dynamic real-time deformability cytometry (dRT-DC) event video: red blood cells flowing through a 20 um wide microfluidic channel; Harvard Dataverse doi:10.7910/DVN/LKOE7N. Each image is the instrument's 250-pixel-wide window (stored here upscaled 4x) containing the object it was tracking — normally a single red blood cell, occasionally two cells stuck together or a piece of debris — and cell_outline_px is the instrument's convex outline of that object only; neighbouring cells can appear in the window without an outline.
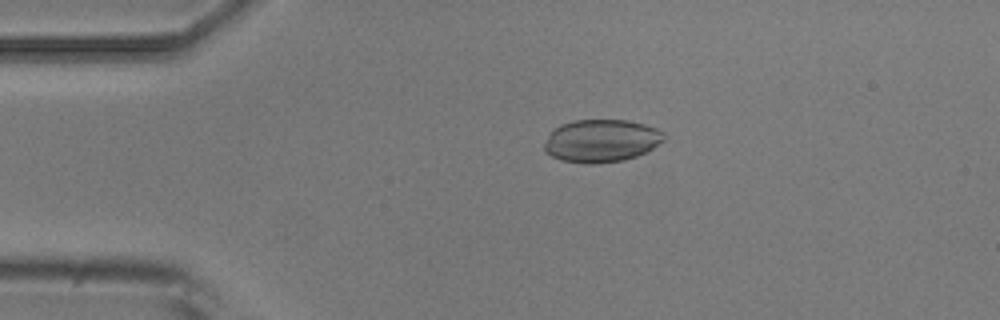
{"species": "common noctule bat (a hibernating species)", "species_latin": "Nyctalus noctula", "temperature_condition": "room temperature", "stored_images_in_passage": 6, "camera_frame_rate_fps": 3000, "um_per_image_px": 0.085, "animal": {"sex": "male", "body_mass_g": 20.5, "forearm_length_mm": 52.5}, "frame": {"image": 1, "passage_image": 3, "time_ms": 2.333, "image_size_px": [1000, 320], "cell_outline_px": [[664, 140], [652, 148], [636, 156], [624, 160], [592, 164], [560, 160], [544, 152], [544, 144], [548, 136], [560, 124], [576, 120], [628, 120], [644, 124], [656, 128], [664, 132]], "centroid_in_image_um": [51.1, 11.96], "position_along_channel_um": 33.9, "area_um2": 29.65}}
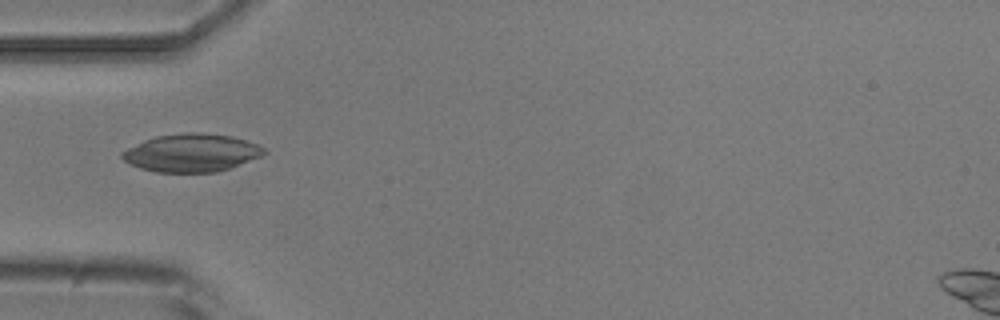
{"frame": {"image": 2, "passage_image": 5, "time_ms": 4.333, "image_size_px": [1000, 320], "cell_outline_px": [[268, 152], [260, 156], [228, 168], [216, 172], [156, 172], [140, 168], [124, 160], [120, 156], [120, 152], [144, 140], [156, 136], [184, 132], [200, 132], [232, 136], [260, 144]], "centroid_in_image_um": [16.28, 12.97], "position_along_channel_um": 68.7, "area_um2": 31.33}}
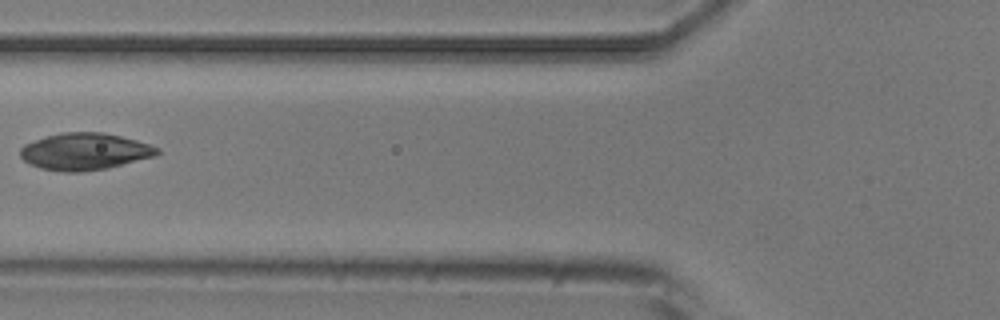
{"frame": {"image": 3, "passage_image": 6, "time_ms": 5.667, "image_size_px": [1000, 320], "cell_outline_px": [[160, 152], [156, 156], [108, 168], [80, 172], [60, 172], [40, 168], [28, 164], [20, 156], [20, 148], [24, 144], [60, 132], [100, 132], [120, 136], [136, 140], [160, 148]], "centroid_in_image_um": [7.19, 12.89], "position_along_channel_um": 118.6, "area_um2": 29.54}}